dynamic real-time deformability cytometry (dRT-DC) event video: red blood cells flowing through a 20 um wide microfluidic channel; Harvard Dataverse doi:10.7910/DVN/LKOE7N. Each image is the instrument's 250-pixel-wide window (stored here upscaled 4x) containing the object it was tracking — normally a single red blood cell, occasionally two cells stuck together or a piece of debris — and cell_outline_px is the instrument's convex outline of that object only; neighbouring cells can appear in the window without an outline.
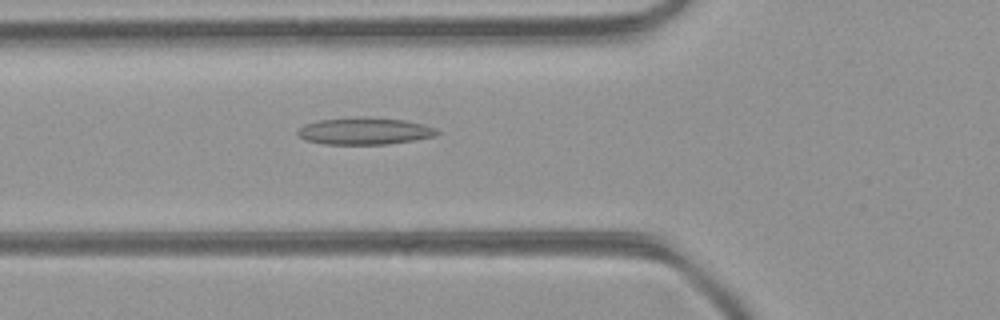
{"species": "common noctule bat (a hibernating species)", "species_latin": "Nyctalus noctula", "temperature_condition": "room temperature", "stored_images_in_passage": 32, "camera_frame_rate_fps": 3000, "um_per_image_px": 0.085, "animal": {"sex": "female", "body_mass_g": 21.9}, "frame": {"image": 1, "passage_image": 6, "time_ms": 1.667, "image_size_px": [1000, 320], "cell_outline_px": [[440, 132], [436, 136], [388, 144], [324, 144], [304, 140], [296, 132], [304, 124], [320, 120], [368, 116], [404, 120], [424, 124], [436, 128]], "centroid_in_image_um": [31.01, 11.13], "position_along_channel_um": 94.8, "area_um2": 21.96}}
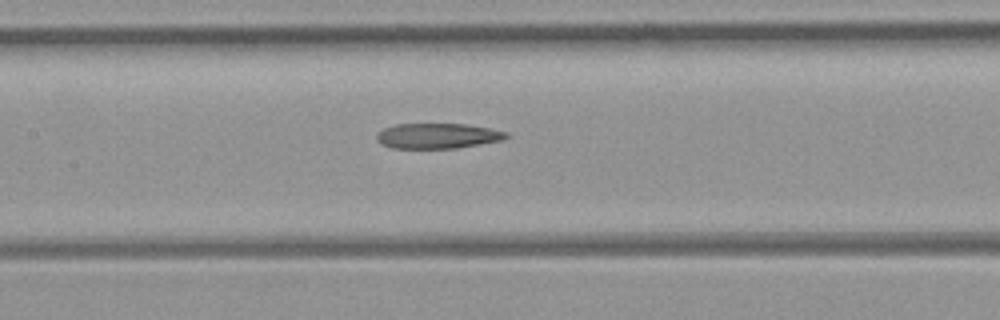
{"frame": {"image": 2, "passage_image": 11, "time_ms": 3.333, "image_size_px": [1000, 320], "cell_outline_px": [[508, 136], [504, 140], [456, 148], [392, 148], [380, 144], [376, 140], [376, 136], [384, 128], [396, 124], [468, 124], [508, 132]], "centroid_in_image_um": [37.2, 11.55], "position_along_channel_um": 170.2, "area_um2": 19.07}}
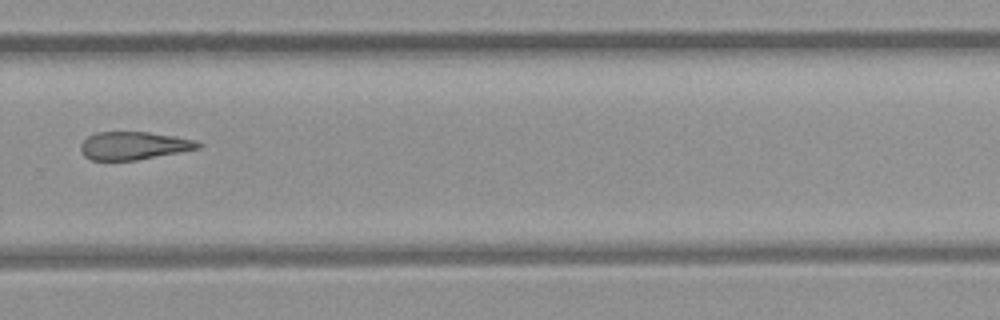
{"frame": {"image": 3, "passage_image": 21, "time_ms": 6.667, "image_size_px": [1000, 320], "cell_outline_px": [[204, 144], [200, 148], [180, 152], [136, 160], [92, 160], [84, 156], [80, 148], [80, 144], [88, 136], [96, 132], [148, 132], [196, 140]], "centroid_in_image_um": [11.37, 12.38], "position_along_channel_um": 318.4, "area_um2": 19.07}, "authors_computed_cell_mechanics": {"area_um2": 20.1722, "velocity_mm_per_s": 4.4683, "shape_relaxation_time_tau1_ms": null, "shape_relaxation_time_tau2_ms": 6.8308, "deformation_change_tau1": null, "deformation_change_tau2": 0.2183}}